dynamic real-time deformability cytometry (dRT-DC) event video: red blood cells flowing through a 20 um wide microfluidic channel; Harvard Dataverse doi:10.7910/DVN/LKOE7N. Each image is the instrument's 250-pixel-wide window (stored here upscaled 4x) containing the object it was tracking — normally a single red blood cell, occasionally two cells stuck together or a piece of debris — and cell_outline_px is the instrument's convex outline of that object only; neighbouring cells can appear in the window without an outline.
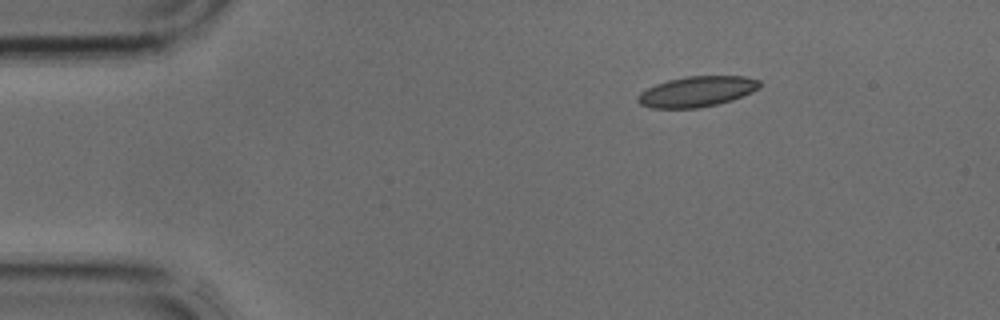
{"species": "common noctule bat (a hibernating species)", "species_latin": "Nyctalus noctula", "temperature_condition": "cold", "stored_images_in_passage": 3, "camera_frame_rate_fps": 3000, "um_per_image_px": 0.085, "animal": {"sex": "male", "body_mass_g": 17.9, "forearm_length_mm": 54.2}, "frame": {"image": 1, "passage_image": 1, "time_ms": 0.0, "image_size_px": [1000, 320], "cell_outline_px": [[760, 88], [752, 92], [732, 100], [700, 108], [652, 108], [640, 104], [636, 100], [636, 96], [640, 92], [656, 84], [668, 80], [684, 76], [744, 76], [760, 80]], "centroid_in_image_um": [59.22, 7.78], "position_along_channel_um": 25.8, "area_um2": 21.73}}